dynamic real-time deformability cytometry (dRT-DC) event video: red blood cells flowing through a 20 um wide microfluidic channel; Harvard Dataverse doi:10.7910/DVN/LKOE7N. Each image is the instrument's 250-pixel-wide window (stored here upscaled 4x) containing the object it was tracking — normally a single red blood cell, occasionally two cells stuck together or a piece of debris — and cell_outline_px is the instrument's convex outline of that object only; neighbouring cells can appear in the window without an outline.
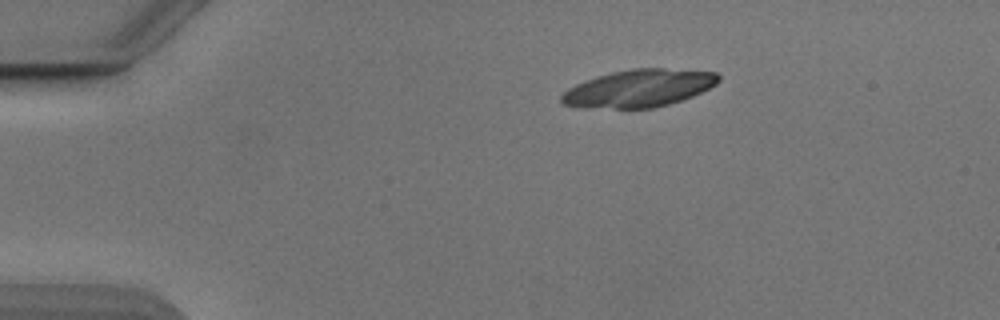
{"species": "Egyptian fruit bat (a non-hibernating species)", "species_latin": "Rousettus aegyptiacus", "temperature_condition": "cold", "stored_images_in_passage": 44, "camera_frame_rate_fps": 3000, "um_per_image_px": 0.085, "animal": {"sex": "male"}, "frame": {"image": 1, "passage_image": 1, "time_ms": 0.0, "image_size_px": [1000, 320], "cell_outline_px": [[720, 80], [716, 84], [692, 96], [656, 108], [588, 108], [564, 104], [560, 100], [560, 96], [568, 88], [584, 80], [596, 76], [612, 72], [632, 68], [664, 68], [716, 72], [720, 76]], "centroid_in_image_um": [54.29, 7.5], "position_along_channel_um": 30.7, "area_um2": 34.28}}
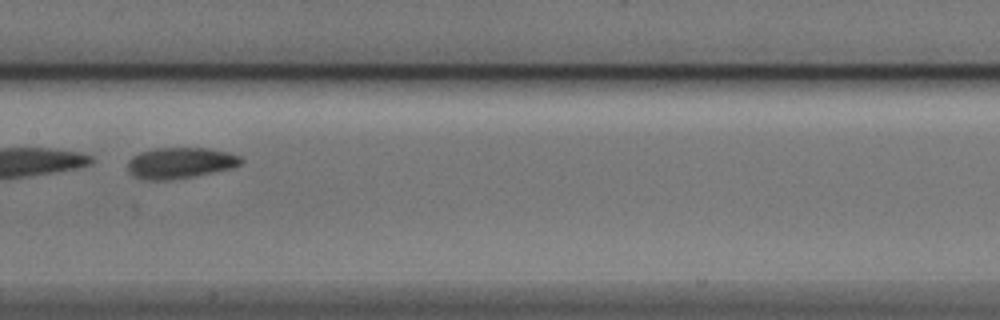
{"frame": {"image": 2, "passage_image": 19, "time_ms": 6.0, "image_size_px": [1000, 320], "cell_outline_px": [[244, 160], [240, 164], [232, 168], [196, 176], [168, 180], [140, 180], [132, 176], [128, 172], [128, 160], [132, 156], [140, 152], [156, 148], [208, 148], [228, 152], [240, 156]], "centroid_in_image_um": [15.29, 13.86], "position_along_channel_um": 192.1, "area_um2": 20.75}, "authors_computed_cell_mechanics": {"area_um2": 20.8369, "velocity_mm_per_s": 3.8422, "shape_relaxation_time_tau1_ms": 4.5271, "shape_relaxation_time_tau2_ms": 4.8763, "deformation_change_tau1": 0.1647, "deformation_change_tau2": 0.1062}}